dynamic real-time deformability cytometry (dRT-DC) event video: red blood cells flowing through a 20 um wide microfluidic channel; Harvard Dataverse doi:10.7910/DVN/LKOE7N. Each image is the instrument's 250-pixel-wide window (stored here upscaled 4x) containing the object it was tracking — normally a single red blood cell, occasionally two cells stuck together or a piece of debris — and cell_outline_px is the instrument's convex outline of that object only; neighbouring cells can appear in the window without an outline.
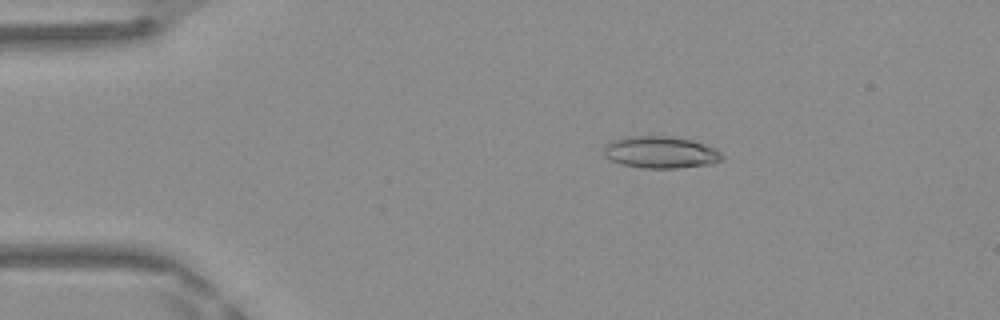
{"species": "Egyptian fruit bat (a non-hibernating species)", "species_latin": "Rousettus aegyptiacus", "temperature_condition": "warm", "stored_images_in_passage": 43, "camera_frame_rate_fps": 3000, "um_per_image_px": 0.085, "frame": {"image": 1, "passage_image": 4, "time_ms": 1.0, "image_size_px": [1000, 320], "cell_outline_px": [[724, 156], [720, 160], [712, 164], [676, 168], [644, 168], [620, 164], [604, 156], [604, 148], [612, 140], [632, 136], [668, 136], [692, 140], [716, 148]], "centroid_in_image_um": [56.17, 12.95], "position_along_channel_um": 28.8, "area_um2": 21.91}}
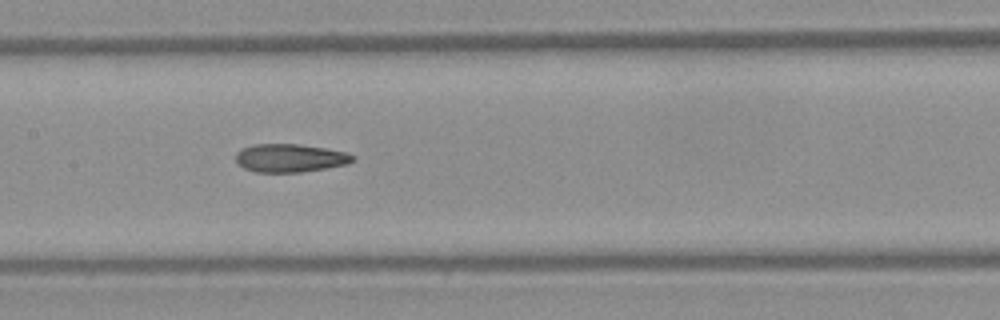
{"frame": {"image": 2, "passage_image": 19, "time_ms": 6.0, "image_size_px": [1000, 320], "cell_outline_px": [[356, 160], [348, 164], [300, 172], [256, 172], [244, 168], [236, 160], [236, 152], [240, 148], [252, 144], [296, 144], [324, 148], [344, 152], [356, 156]], "centroid_in_image_um": [24.64, 13.42], "position_along_channel_um": 182.8, "area_um2": 19.19}}
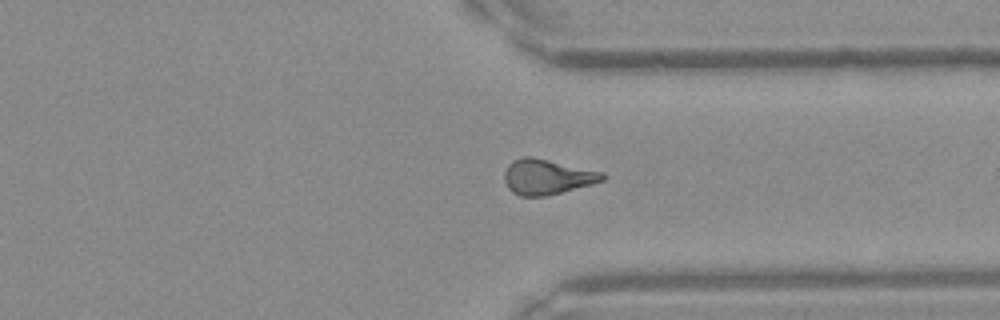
{"frame": {"image": 3, "passage_image": 32, "time_ms": 10.333, "image_size_px": [1000, 320], "cell_outline_px": [[604, 180], [592, 184], [544, 196], [520, 196], [512, 192], [508, 188], [504, 180], [504, 172], [508, 164], [512, 160], [524, 156], [532, 156], [604, 172]], "centroid_in_image_um": [46.47, 15.02], "position_along_channel_um": 364.9, "area_um2": 20.11}, "authors_computed_cell_mechanics": {"area_um2": 19.7098, "velocity_mm_per_s": 4.2094, "shape_relaxation_time_tau1_ms": null, "shape_relaxation_time_tau2_ms": 1.6461, "deformation_change_tau1": null, "deformation_change_tau2": 0.0996}}